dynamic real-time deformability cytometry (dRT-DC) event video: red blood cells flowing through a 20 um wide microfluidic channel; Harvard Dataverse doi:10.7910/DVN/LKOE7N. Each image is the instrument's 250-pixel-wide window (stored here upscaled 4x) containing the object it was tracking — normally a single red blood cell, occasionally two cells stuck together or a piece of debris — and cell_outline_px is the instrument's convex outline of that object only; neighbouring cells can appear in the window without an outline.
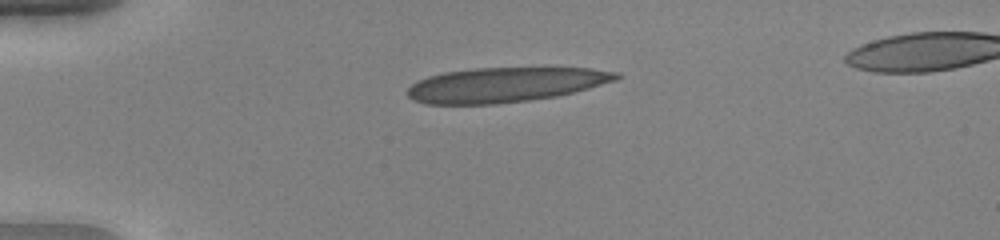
{"species": "human", "species_latin": "Homo sapiens", "temperature_condition": "warm", "stored_images_in_passage": 6, "camera_frame_rate_fps": 3000, "um_per_image_px": 0.085, "donor": {"sex": "female"}, "frame": {"image": 1, "passage_image": 1, "time_ms": 0.0, "image_size_px": [1000, 240], "cell_outline_px": [[620, 76], [616, 80], [588, 88], [556, 96], [528, 100], [496, 104], [424, 104], [412, 100], [408, 96], [408, 88], [416, 80], [428, 76], [444, 72], [476, 68], [588, 68], [620, 72]], "centroid_in_image_um": [42.9, 7.2], "position_along_channel_um": 42.1, "area_um2": 42.14}}